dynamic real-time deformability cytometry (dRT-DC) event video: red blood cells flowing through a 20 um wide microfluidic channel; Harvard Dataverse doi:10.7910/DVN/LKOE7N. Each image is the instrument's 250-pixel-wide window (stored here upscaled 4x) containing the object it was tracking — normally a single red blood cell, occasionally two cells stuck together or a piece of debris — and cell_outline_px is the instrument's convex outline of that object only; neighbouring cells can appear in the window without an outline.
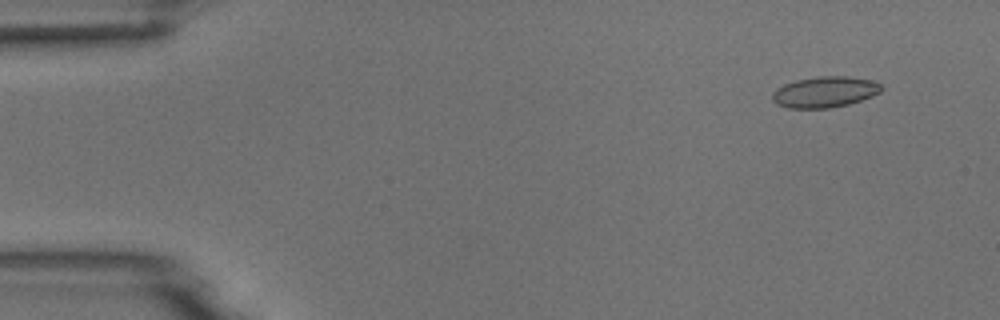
{"species": "common noctule bat (a hibernating species)", "species_latin": "Nyctalus noctula", "temperature_condition": "room temperature", "stored_images_in_passage": 4, "camera_frame_rate_fps": 3000, "um_per_image_px": 0.085, "animal": {"sex": "male", "body_mass_g": 18.8}, "frame": {"image": 1, "passage_image": 4, "time_ms": 4.333, "image_size_px": [1000, 320], "cell_outline_px": [[884, 88], [880, 92], [872, 96], [848, 104], [828, 108], [788, 108], [776, 104], [772, 100], [772, 92], [776, 88], [784, 84], [796, 80], [816, 76], [848, 76], [868, 80], [884, 84]], "centroid_in_image_um": [70.09, 7.81], "position_along_channel_um": 14.9, "area_um2": 19.77}}